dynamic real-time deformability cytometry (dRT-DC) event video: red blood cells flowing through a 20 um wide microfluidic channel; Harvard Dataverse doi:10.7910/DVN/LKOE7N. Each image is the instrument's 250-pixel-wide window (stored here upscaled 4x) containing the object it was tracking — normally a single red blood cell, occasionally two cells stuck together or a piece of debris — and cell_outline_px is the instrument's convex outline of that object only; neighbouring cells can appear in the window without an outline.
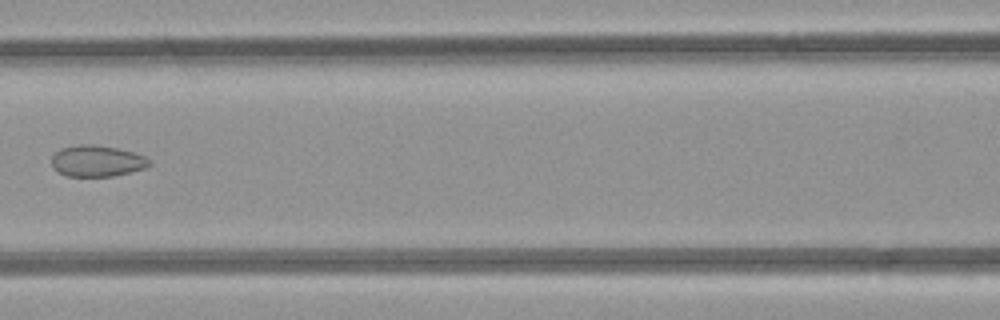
{"species": "common noctule bat (a hibernating species)", "species_latin": "Nyctalus noctula", "temperature_condition": "room temperature", "stored_images_in_passage": 6, "camera_frame_rate_fps": 3000, "um_per_image_px": 0.085, "animal": {"sex": "female", "body_mass_g": 21.9}, "frame": {"image": 1, "passage_image": 6, "time_ms": 6.667, "image_size_px": [1000, 320], "cell_outline_px": [[152, 164], [148, 168], [112, 176], [64, 176], [52, 168], [52, 156], [60, 148], [80, 144], [92, 144], [116, 148], [132, 152], [144, 156]], "centroid_in_image_um": [8.22, 13.69], "position_along_channel_um": 158.4, "area_um2": 17.86}}